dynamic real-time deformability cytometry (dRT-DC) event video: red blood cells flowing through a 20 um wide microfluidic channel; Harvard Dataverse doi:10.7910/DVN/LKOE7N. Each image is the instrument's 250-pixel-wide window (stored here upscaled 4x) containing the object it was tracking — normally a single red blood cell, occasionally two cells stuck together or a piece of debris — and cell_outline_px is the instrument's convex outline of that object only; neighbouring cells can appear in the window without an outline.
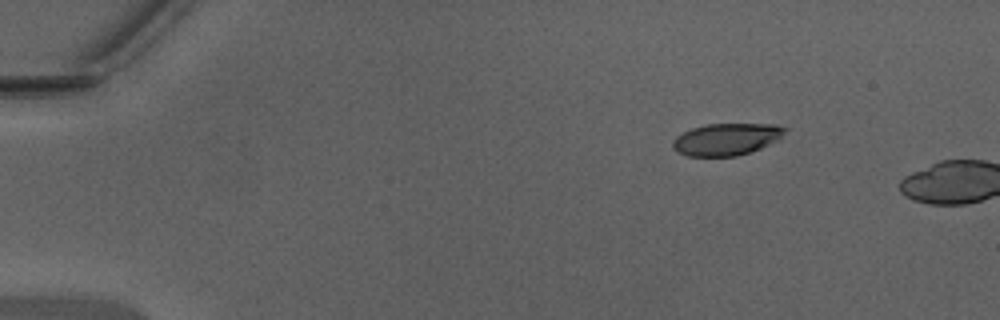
{"species": "Egyptian fruit bat (a non-hibernating species)", "species_latin": "Rousettus aegyptiacus", "temperature_condition": "warm", "stored_images_in_passage": 3, "camera_frame_rate_fps": 3000, "um_per_image_px": 0.085, "animal": {"sex": "male"}, "frame": {"image": 1, "passage_image": 1, "time_ms": 0.0, "image_size_px": [1000, 320], "cell_outline_px": [[788, 128], [780, 140], [760, 148], [736, 156], [688, 156], [676, 152], [672, 148], [672, 140], [676, 136], [692, 128], [708, 124], [776, 124]], "centroid_in_image_um": [61.76, 11.83], "position_along_channel_um": 23.2, "area_um2": 21.04}}